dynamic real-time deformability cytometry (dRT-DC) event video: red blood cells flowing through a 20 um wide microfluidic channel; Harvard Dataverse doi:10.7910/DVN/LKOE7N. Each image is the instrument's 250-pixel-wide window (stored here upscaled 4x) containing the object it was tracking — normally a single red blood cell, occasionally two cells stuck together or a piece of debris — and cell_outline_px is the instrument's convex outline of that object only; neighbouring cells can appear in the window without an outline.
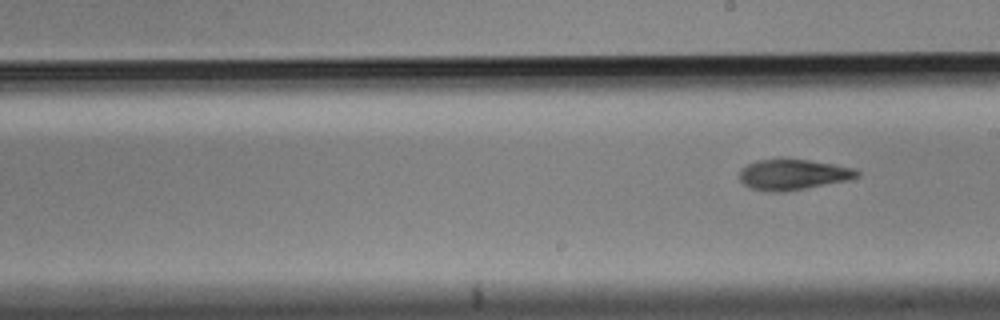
{"species": "Egyptian fruit bat (a non-hibernating species)", "species_latin": "Rousettus aegyptiacus", "temperature_condition": "cold", "stored_images_in_passage": 8, "segment_of_instrument_passage": [2, 2], "camera_frame_rate_fps": 3000, "um_per_image_px": 0.085, "animal": {"sex": "male"}, "frame": {"image": 1, "passage_image": 8, "time_ms": 2.333, "image_size_px": [1000, 320], "cell_outline_px": [[860, 176], [848, 180], [784, 192], [772, 192], [752, 188], [744, 184], [740, 180], [740, 168], [756, 160], [780, 156], [808, 160], [856, 168], [860, 172]], "centroid_in_image_um": [67.39, 14.8], "position_along_channel_um": 221.6, "area_um2": 21.44}}